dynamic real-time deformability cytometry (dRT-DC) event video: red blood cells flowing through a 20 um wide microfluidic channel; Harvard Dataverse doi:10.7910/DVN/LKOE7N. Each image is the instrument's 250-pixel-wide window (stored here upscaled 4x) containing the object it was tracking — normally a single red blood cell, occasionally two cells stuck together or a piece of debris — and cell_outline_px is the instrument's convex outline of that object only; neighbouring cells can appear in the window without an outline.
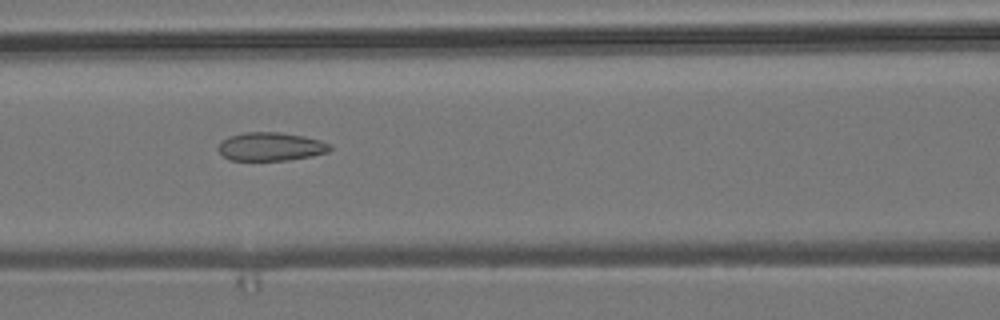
{"species": "common noctule bat (a hibernating species)", "species_latin": "Nyctalus noctula", "temperature_condition": "room temperature", "stored_images_in_passage": 38, "camera_frame_rate_fps": 3000, "um_per_image_px": 0.085, "animal": {"sex": "male", "body_mass_g": 19.2, "forearm_length_mm": 51.8}, "frame": {"image": 1, "passage_image": 8, "time_ms": 2.333, "image_size_px": [1000, 320], "cell_outline_px": [[332, 148], [328, 152], [312, 156], [288, 160], [228, 160], [216, 148], [228, 136], [244, 132], [280, 132], [304, 136], [320, 140], [332, 144]], "centroid_in_image_um": [23.04, 12.46], "position_along_channel_um": 143.6, "area_um2": 18.61}}
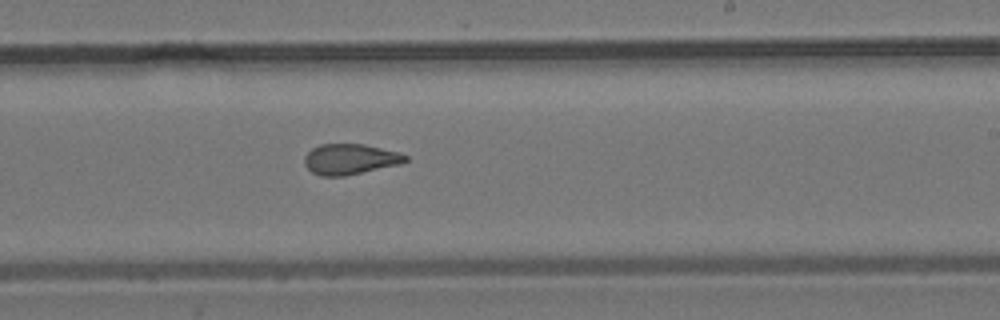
{"frame": {"image": 2, "passage_image": 17, "time_ms": 5.333, "image_size_px": [1000, 320], "cell_outline_px": [[408, 160], [400, 164], [344, 176], [320, 176], [312, 172], [304, 164], [304, 156], [312, 148], [320, 144], [364, 144], [400, 152], [408, 156]], "centroid_in_image_um": [29.76, 13.52], "position_along_channel_um": 259.2, "area_um2": 18.03}}
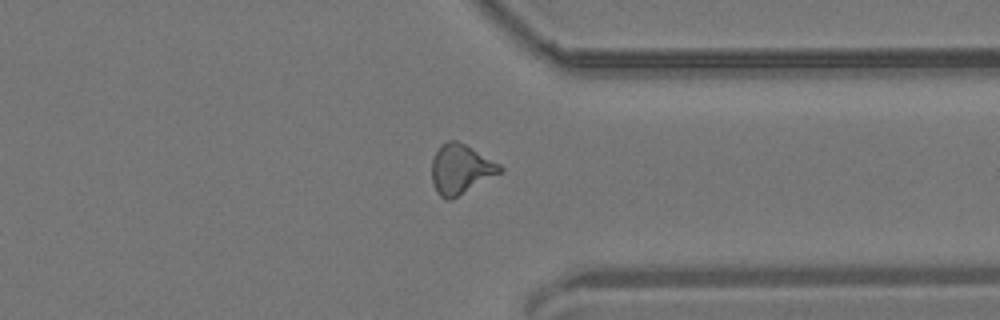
{"frame": {"image": 3, "passage_image": 26, "time_ms": 8.333, "image_size_px": [1000, 320], "cell_outline_px": [[504, 172], [452, 200], [448, 200], [440, 196], [436, 192], [432, 184], [432, 160], [440, 144], [448, 140], [456, 140], [472, 148], [500, 164], [504, 168]], "centroid_in_image_um": [39.17, 14.4], "position_along_channel_um": 372.2, "area_um2": 20.06}, "authors_computed_cell_mechanics": {"area_um2": 18.6116, "velocity_mm_per_s": 3.8614, "shape_relaxation_time_tau1_ms": null, "shape_relaxation_time_tau2_ms": 2.7598, "deformation_change_tau1": null, "deformation_change_tau2": 0.111}}